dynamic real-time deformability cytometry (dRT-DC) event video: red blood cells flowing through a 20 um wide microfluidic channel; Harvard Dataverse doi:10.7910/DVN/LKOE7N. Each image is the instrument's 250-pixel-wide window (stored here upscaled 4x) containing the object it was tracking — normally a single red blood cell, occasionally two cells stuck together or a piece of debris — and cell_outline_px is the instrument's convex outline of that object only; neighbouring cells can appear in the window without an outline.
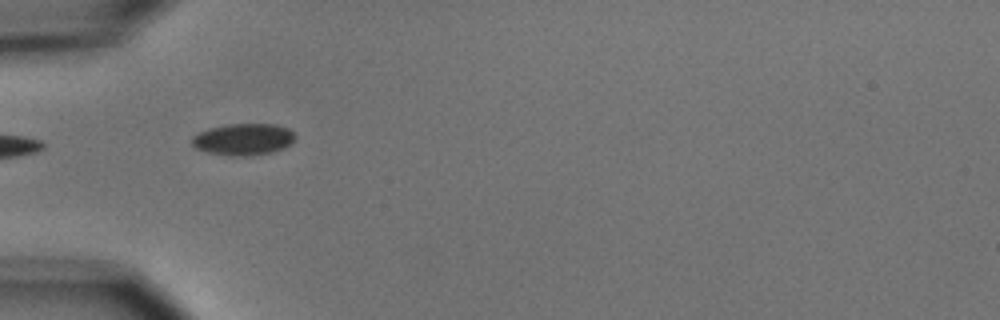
{"species": "common noctule bat (a hibernating species)", "species_latin": "Nyctalus noctula", "temperature_condition": "cold", "stored_images_in_passage": 5, "camera_frame_rate_fps": 3000, "um_per_image_px": 0.085, "animal": {"sex": "male", "body_mass_g": 15.6}, "frame": {"image": 1, "passage_image": 5, "time_ms": 4.667, "image_size_px": [1000, 320], "cell_outline_px": [[296, 136], [292, 144], [284, 148], [272, 152], [248, 156], [240, 156], [208, 152], [196, 148], [192, 144], [192, 136], [200, 132], [212, 128], [228, 124], [276, 124], [288, 128]], "centroid_in_image_um": [20.74, 11.84], "position_along_channel_um": 64.3, "area_um2": 18.9}}